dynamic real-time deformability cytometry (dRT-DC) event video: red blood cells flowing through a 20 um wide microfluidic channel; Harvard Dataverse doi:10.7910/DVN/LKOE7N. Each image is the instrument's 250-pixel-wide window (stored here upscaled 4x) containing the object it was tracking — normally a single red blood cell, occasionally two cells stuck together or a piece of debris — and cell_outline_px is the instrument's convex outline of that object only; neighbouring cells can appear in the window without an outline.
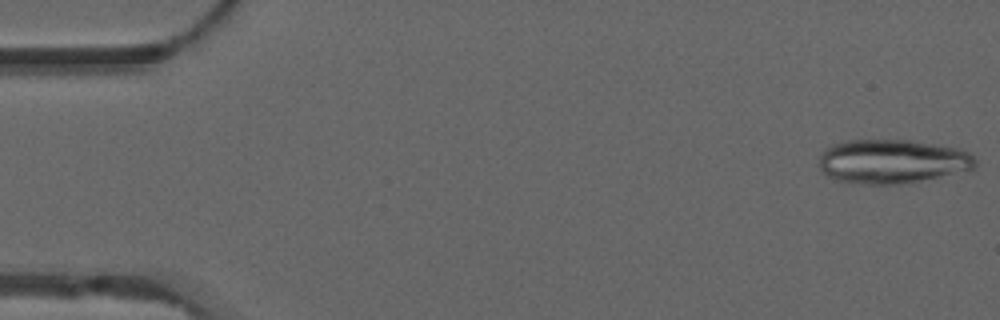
{"species": "common noctule bat (a hibernating species)", "species_latin": "Nyctalus noctula", "temperature_condition": "warm", "stored_images_in_passage": 6, "camera_frame_rate_fps": 3000, "um_per_image_px": 0.085, "animal": {"sex": "male", "forearm_length_mm": 52.5}, "frame": {"image": 1, "passage_image": 1, "time_ms": 0.0, "image_size_px": [1000, 320], "cell_outline_px": [[976, 164], [972, 168], [908, 184], [848, 184], [836, 180], [828, 176], [820, 168], [820, 152], [824, 148], [832, 144], [848, 140], [908, 140], [960, 148], [968, 152], [976, 160]], "centroid_in_image_um": [75.77, 13.72], "position_along_channel_um": 9.2, "area_um2": 40.29}}